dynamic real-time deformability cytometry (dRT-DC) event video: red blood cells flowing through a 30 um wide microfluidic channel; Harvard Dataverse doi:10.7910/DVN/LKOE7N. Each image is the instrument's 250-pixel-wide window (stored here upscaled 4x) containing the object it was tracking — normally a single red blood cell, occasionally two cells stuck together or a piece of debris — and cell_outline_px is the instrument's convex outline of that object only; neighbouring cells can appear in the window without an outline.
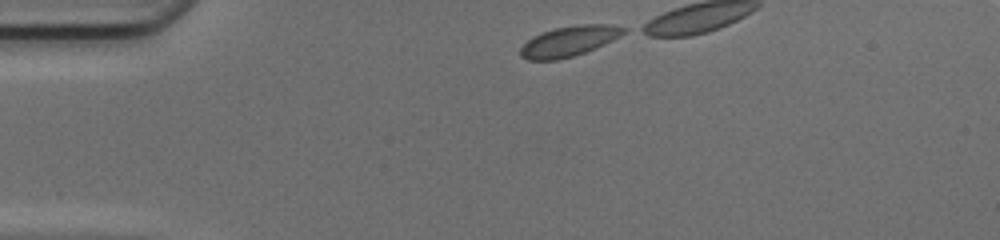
{"species": "common noctule bat (a hibernating species)", "species_latin": "Nyctalus noctula", "temperature_condition": "cold", "stored_images_in_passage": 12, "camera_frame_rate_fps": 3000, "um_per_image_px": 0.085, "animal": {"sex": "female", "body_mass_g": 17.0, "forearm_length_mm": 48.0}, "frame": {"image": 1, "passage_image": 1, "time_ms": 0.0, "image_size_px": [1000, 240], "cell_outline_px": [[628, 32], [596, 48], [572, 56], [556, 60], [528, 60], [520, 56], [520, 48], [532, 36], [556, 28], [580, 24], [612, 24], [628, 28]], "centroid_in_image_um": [48.41, 3.49], "position_along_channel_um": 36.6, "area_um2": 18.21}}
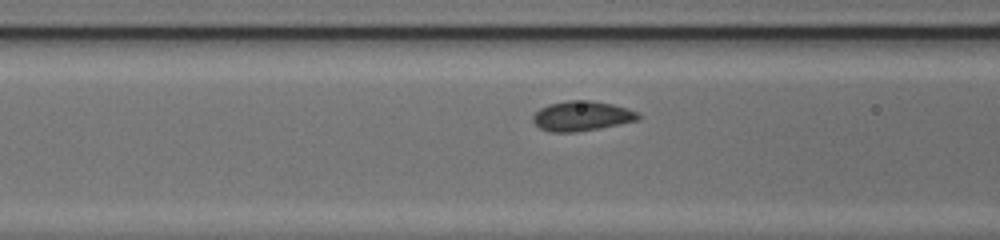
{"frame": {"image": 2, "passage_image": 10, "time_ms": 3.0, "image_size_px": [1000, 240], "cell_outline_px": [[640, 120], [600, 128], [576, 132], [548, 132], [540, 128], [532, 120], [532, 116], [540, 108], [548, 104], [564, 100], [592, 100], [612, 104], [628, 108], [640, 112]], "centroid_in_image_um": [49.47, 9.85], "position_along_channel_um": 117.1, "area_um2": 18.61}}